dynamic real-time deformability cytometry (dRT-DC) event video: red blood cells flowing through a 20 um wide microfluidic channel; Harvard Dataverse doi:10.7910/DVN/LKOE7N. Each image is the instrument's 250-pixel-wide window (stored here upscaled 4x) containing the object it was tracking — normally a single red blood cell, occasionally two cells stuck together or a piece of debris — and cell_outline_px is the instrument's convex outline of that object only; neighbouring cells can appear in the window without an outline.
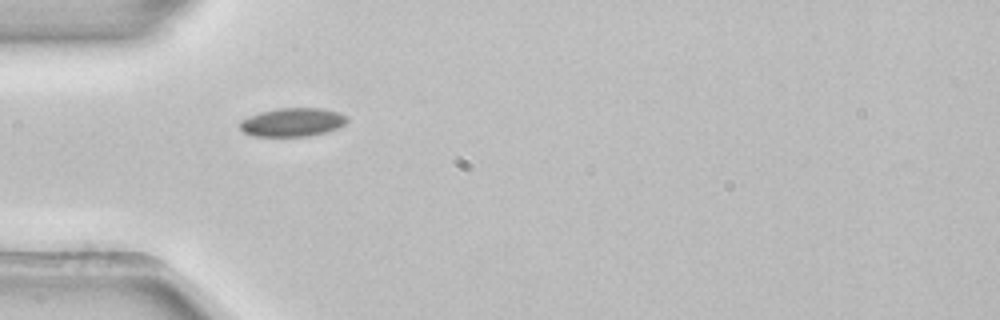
{"species": "common noctule bat (a hibernating species)", "species_latin": "Nyctalus noctula", "temperature_condition": "room temperature", "stored_images_in_passage": 3, "camera_frame_rate_fps": 3000, "um_per_image_px": 0.085, "animal": {"sex": "female", "body_mass_g": 22.7, "forearm_length_mm": 54.2}, "frame": {"image": 1, "passage_image": 1, "time_ms": 0.0, "image_size_px": [1000, 320], "cell_outline_px": [[348, 120], [344, 124], [328, 132], [308, 136], [252, 136], [244, 132], [240, 128], [240, 120], [248, 116], [260, 112], [276, 108], [320, 108], [340, 112], [348, 116]], "centroid_in_image_um": [24.86, 10.38], "position_along_channel_um": 60.1, "area_um2": 17.98}}